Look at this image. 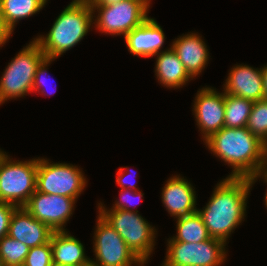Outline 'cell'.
Segmentation results:
<instances>
[{
    "label": "cell",
    "instance_id": "4",
    "mask_svg": "<svg viewBox=\"0 0 267 266\" xmlns=\"http://www.w3.org/2000/svg\"><path fill=\"white\" fill-rule=\"evenodd\" d=\"M97 212L123 238L134 255L141 261L149 260L156 243L155 227L138 212L108 210L101 202Z\"/></svg>",
    "mask_w": 267,
    "mask_h": 266
},
{
    "label": "cell",
    "instance_id": "33",
    "mask_svg": "<svg viewBox=\"0 0 267 266\" xmlns=\"http://www.w3.org/2000/svg\"><path fill=\"white\" fill-rule=\"evenodd\" d=\"M264 99L267 100V64L262 67Z\"/></svg>",
    "mask_w": 267,
    "mask_h": 266
},
{
    "label": "cell",
    "instance_id": "19",
    "mask_svg": "<svg viewBox=\"0 0 267 266\" xmlns=\"http://www.w3.org/2000/svg\"><path fill=\"white\" fill-rule=\"evenodd\" d=\"M156 57L155 75L161 85L177 89L193 80L171 46Z\"/></svg>",
    "mask_w": 267,
    "mask_h": 266
},
{
    "label": "cell",
    "instance_id": "27",
    "mask_svg": "<svg viewBox=\"0 0 267 266\" xmlns=\"http://www.w3.org/2000/svg\"><path fill=\"white\" fill-rule=\"evenodd\" d=\"M53 60L55 59H52V58H48V57H45L41 63L39 64V66L37 67V70H36V73H35V77H34V81H33V88H32V93L33 92H41V94L43 95H51L52 92H49L46 94V92H48L47 90H45L44 88L46 86H48V83H47V78L46 76H48V71L46 67L49 66V64H51V62H53ZM46 75V76H44ZM44 87V88H43ZM55 93V92H54Z\"/></svg>",
    "mask_w": 267,
    "mask_h": 266
},
{
    "label": "cell",
    "instance_id": "22",
    "mask_svg": "<svg viewBox=\"0 0 267 266\" xmlns=\"http://www.w3.org/2000/svg\"><path fill=\"white\" fill-rule=\"evenodd\" d=\"M253 101L225 93L224 127H246Z\"/></svg>",
    "mask_w": 267,
    "mask_h": 266
},
{
    "label": "cell",
    "instance_id": "15",
    "mask_svg": "<svg viewBox=\"0 0 267 266\" xmlns=\"http://www.w3.org/2000/svg\"><path fill=\"white\" fill-rule=\"evenodd\" d=\"M52 233L45 223L35 219L25 208L17 207L12 213L8 236L29 248L48 243Z\"/></svg>",
    "mask_w": 267,
    "mask_h": 266
},
{
    "label": "cell",
    "instance_id": "30",
    "mask_svg": "<svg viewBox=\"0 0 267 266\" xmlns=\"http://www.w3.org/2000/svg\"><path fill=\"white\" fill-rule=\"evenodd\" d=\"M12 31L5 23L3 14L0 9V47L4 46L5 43L11 37Z\"/></svg>",
    "mask_w": 267,
    "mask_h": 266
},
{
    "label": "cell",
    "instance_id": "5",
    "mask_svg": "<svg viewBox=\"0 0 267 266\" xmlns=\"http://www.w3.org/2000/svg\"><path fill=\"white\" fill-rule=\"evenodd\" d=\"M45 57L40 45L33 39L12 58L0 78V105L32 92L37 67Z\"/></svg>",
    "mask_w": 267,
    "mask_h": 266
},
{
    "label": "cell",
    "instance_id": "21",
    "mask_svg": "<svg viewBox=\"0 0 267 266\" xmlns=\"http://www.w3.org/2000/svg\"><path fill=\"white\" fill-rule=\"evenodd\" d=\"M176 220L177 235L168 240L199 243L211 238L198 212L179 217Z\"/></svg>",
    "mask_w": 267,
    "mask_h": 266
},
{
    "label": "cell",
    "instance_id": "17",
    "mask_svg": "<svg viewBox=\"0 0 267 266\" xmlns=\"http://www.w3.org/2000/svg\"><path fill=\"white\" fill-rule=\"evenodd\" d=\"M201 37L198 33L190 32L174 39L171 45L192 78L203 72L209 60L208 47Z\"/></svg>",
    "mask_w": 267,
    "mask_h": 266
},
{
    "label": "cell",
    "instance_id": "11",
    "mask_svg": "<svg viewBox=\"0 0 267 266\" xmlns=\"http://www.w3.org/2000/svg\"><path fill=\"white\" fill-rule=\"evenodd\" d=\"M75 202V198L35 191L23 208L53 232L66 231L65 225L73 214Z\"/></svg>",
    "mask_w": 267,
    "mask_h": 266
},
{
    "label": "cell",
    "instance_id": "13",
    "mask_svg": "<svg viewBox=\"0 0 267 266\" xmlns=\"http://www.w3.org/2000/svg\"><path fill=\"white\" fill-rule=\"evenodd\" d=\"M223 85L224 93L253 102L264 99L262 68L236 64L231 68Z\"/></svg>",
    "mask_w": 267,
    "mask_h": 266
},
{
    "label": "cell",
    "instance_id": "1",
    "mask_svg": "<svg viewBox=\"0 0 267 266\" xmlns=\"http://www.w3.org/2000/svg\"><path fill=\"white\" fill-rule=\"evenodd\" d=\"M252 187L251 179L232 177H226L216 185L206 206L197 209L211 238L227 244L233 230L244 221Z\"/></svg>",
    "mask_w": 267,
    "mask_h": 266
},
{
    "label": "cell",
    "instance_id": "36",
    "mask_svg": "<svg viewBox=\"0 0 267 266\" xmlns=\"http://www.w3.org/2000/svg\"><path fill=\"white\" fill-rule=\"evenodd\" d=\"M51 266H67V265H62V264H57V263L52 262Z\"/></svg>",
    "mask_w": 267,
    "mask_h": 266
},
{
    "label": "cell",
    "instance_id": "8",
    "mask_svg": "<svg viewBox=\"0 0 267 266\" xmlns=\"http://www.w3.org/2000/svg\"><path fill=\"white\" fill-rule=\"evenodd\" d=\"M84 173L78 166L68 163H52L38 158L36 191L78 199L87 186Z\"/></svg>",
    "mask_w": 267,
    "mask_h": 266
},
{
    "label": "cell",
    "instance_id": "7",
    "mask_svg": "<svg viewBox=\"0 0 267 266\" xmlns=\"http://www.w3.org/2000/svg\"><path fill=\"white\" fill-rule=\"evenodd\" d=\"M150 1L125 0L93 6V24L101 33L125 36L148 18Z\"/></svg>",
    "mask_w": 267,
    "mask_h": 266
},
{
    "label": "cell",
    "instance_id": "9",
    "mask_svg": "<svg viewBox=\"0 0 267 266\" xmlns=\"http://www.w3.org/2000/svg\"><path fill=\"white\" fill-rule=\"evenodd\" d=\"M162 266H221L226 260V244L215 238L199 243L167 240Z\"/></svg>",
    "mask_w": 267,
    "mask_h": 266
},
{
    "label": "cell",
    "instance_id": "28",
    "mask_svg": "<svg viewBox=\"0 0 267 266\" xmlns=\"http://www.w3.org/2000/svg\"><path fill=\"white\" fill-rule=\"evenodd\" d=\"M16 208L17 206L11 203L0 202V239L8 235L9 222Z\"/></svg>",
    "mask_w": 267,
    "mask_h": 266
},
{
    "label": "cell",
    "instance_id": "32",
    "mask_svg": "<svg viewBox=\"0 0 267 266\" xmlns=\"http://www.w3.org/2000/svg\"><path fill=\"white\" fill-rule=\"evenodd\" d=\"M85 1L92 8L93 6L110 4V3L120 2V1H125V0H85Z\"/></svg>",
    "mask_w": 267,
    "mask_h": 266
},
{
    "label": "cell",
    "instance_id": "14",
    "mask_svg": "<svg viewBox=\"0 0 267 266\" xmlns=\"http://www.w3.org/2000/svg\"><path fill=\"white\" fill-rule=\"evenodd\" d=\"M162 189V203L170 216L179 218L197 212L195 188L184 177H170Z\"/></svg>",
    "mask_w": 267,
    "mask_h": 266
},
{
    "label": "cell",
    "instance_id": "37",
    "mask_svg": "<svg viewBox=\"0 0 267 266\" xmlns=\"http://www.w3.org/2000/svg\"><path fill=\"white\" fill-rule=\"evenodd\" d=\"M0 266H5L4 262H3V259L1 257H0Z\"/></svg>",
    "mask_w": 267,
    "mask_h": 266
},
{
    "label": "cell",
    "instance_id": "16",
    "mask_svg": "<svg viewBox=\"0 0 267 266\" xmlns=\"http://www.w3.org/2000/svg\"><path fill=\"white\" fill-rule=\"evenodd\" d=\"M128 51L139 57H152L162 52L165 34L160 24L148 17L140 26L124 36Z\"/></svg>",
    "mask_w": 267,
    "mask_h": 266
},
{
    "label": "cell",
    "instance_id": "10",
    "mask_svg": "<svg viewBox=\"0 0 267 266\" xmlns=\"http://www.w3.org/2000/svg\"><path fill=\"white\" fill-rule=\"evenodd\" d=\"M94 232L93 252L98 266H136L141 261L123 238L99 214Z\"/></svg>",
    "mask_w": 267,
    "mask_h": 266
},
{
    "label": "cell",
    "instance_id": "31",
    "mask_svg": "<svg viewBox=\"0 0 267 266\" xmlns=\"http://www.w3.org/2000/svg\"><path fill=\"white\" fill-rule=\"evenodd\" d=\"M258 178H262L264 179V182L267 184V165H265L259 172H257L253 177H252V182L253 184L258 180ZM264 202H265V206L267 208V189L265 192V196H264Z\"/></svg>",
    "mask_w": 267,
    "mask_h": 266
},
{
    "label": "cell",
    "instance_id": "6",
    "mask_svg": "<svg viewBox=\"0 0 267 266\" xmlns=\"http://www.w3.org/2000/svg\"><path fill=\"white\" fill-rule=\"evenodd\" d=\"M38 159L12 160L0 155V202L23 207L36 191Z\"/></svg>",
    "mask_w": 267,
    "mask_h": 266
},
{
    "label": "cell",
    "instance_id": "26",
    "mask_svg": "<svg viewBox=\"0 0 267 266\" xmlns=\"http://www.w3.org/2000/svg\"><path fill=\"white\" fill-rule=\"evenodd\" d=\"M120 199L116 200L115 203L113 204L111 209L109 210H125V211H130V212H138V210L133 209L132 203H134L136 197L139 198V201L142 200L143 193L142 191L140 192L139 190L134 191V190H129V189H120Z\"/></svg>",
    "mask_w": 267,
    "mask_h": 266
},
{
    "label": "cell",
    "instance_id": "25",
    "mask_svg": "<svg viewBox=\"0 0 267 266\" xmlns=\"http://www.w3.org/2000/svg\"><path fill=\"white\" fill-rule=\"evenodd\" d=\"M52 248L50 241L46 244L32 247L22 266H51Z\"/></svg>",
    "mask_w": 267,
    "mask_h": 266
},
{
    "label": "cell",
    "instance_id": "23",
    "mask_svg": "<svg viewBox=\"0 0 267 266\" xmlns=\"http://www.w3.org/2000/svg\"><path fill=\"white\" fill-rule=\"evenodd\" d=\"M30 248L10 236L0 239V257L5 266H22Z\"/></svg>",
    "mask_w": 267,
    "mask_h": 266
},
{
    "label": "cell",
    "instance_id": "24",
    "mask_svg": "<svg viewBox=\"0 0 267 266\" xmlns=\"http://www.w3.org/2000/svg\"><path fill=\"white\" fill-rule=\"evenodd\" d=\"M246 128L267 145V100L253 103Z\"/></svg>",
    "mask_w": 267,
    "mask_h": 266
},
{
    "label": "cell",
    "instance_id": "2",
    "mask_svg": "<svg viewBox=\"0 0 267 266\" xmlns=\"http://www.w3.org/2000/svg\"><path fill=\"white\" fill-rule=\"evenodd\" d=\"M204 143L211 153L231 166L227 177L252 179L267 165V145L246 127H223Z\"/></svg>",
    "mask_w": 267,
    "mask_h": 266
},
{
    "label": "cell",
    "instance_id": "3",
    "mask_svg": "<svg viewBox=\"0 0 267 266\" xmlns=\"http://www.w3.org/2000/svg\"><path fill=\"white\" fill-rule=\"evenodd\" d=\"M92 25V8L85 0H73L56 18L48 34L33 39L46 57L57 59L79 43Z\"/></svg>",
    "mask_w": 267,
    "mask_h": 266
},
{
    "label": "cell",
    "instance_id": "18",
    "mask_svg": "<svg viewBox=\"0 0 267 266\" xmlns=\"http://www.w3.org/2000/svg\"><path fill=\"white\" fill-rule=\"evenodd\" d=\"M52 262L67 266H82L91 258L85 256L81 241L67 231H55L50 238Z\"/></svg>",
    "mask_w": 267,
    "mask_h": 266
},
{
    "label": "cell",
    "instance_id": "29",
    "mask_svg": "<svg viewBox=\"0 0 267 266\" xmlns=\"http://www.w3.org/2000/svg\"><path fill=\"white\" fill-rule=\"evenodd\" d=\"M124 169H126V170H124ZM131 172H132L131 169H129V167H127V166L126 167H120L118 169V171L116 172V175H117L116 184H118L121 187V189H129V190L137 191L140 188L136 187V184L134 182H131V180H128V177H129ZM133 175L135 176V178L137 177V175L135 173Z\"/></svg>",
    "mask_w": 267,
    "mask_h": 266
},
{
    "label": "cell",
    "instance_id": "12",
    "mask_svg": "<svg viewBox=\"0 0 267 266\" xmlns=\"http://www.w3.org/2000/svg\"><path fill=\"white\" fill-rule=\"evenodd\" d=\"M196 125L203 141L224 127L225 93L217 92L212 87H203L196 94L193 104Z\"/></svg>",
    "mask_w": 267,
    "mask_h": 266
},
{
    "label": "cell",
    "instance_id": "20",
    "mask_svg": "<svg viewBox=\"0 0 267 266\" xmlns=\"http://www.w3.org/2000/svg\"><path fill=\"white\" fill-rule=\"evenodd\" d=\"M48 0H0L5 23L13 32L19 20L40 12Z\"/></svg>",
    "mask_w": 267,
    "mask_h": 266
},
{
    "label": "cell",
    "instance_id": "35",
    "mask_svg": "<svg viewBox=\"0 0 267 266\" xmlns=\"http://www.w3.org/2000/svg\"><path fill=\"white\" fill-rule=\"evenodd\" d=\"M148 263L147 261H139L137 266H145L144 264Z\"/></svg>",
    "mask_w": 267,
    "mask_h": 266
},
{
    "label": "cell",
    "instance_id": "34",
    "mask_svg": "<svg viewBox=\"0 0 267 266\" xmlns=\"http://www.w3.org/2000/svg\"><path fill=\"white\" fill-rule=\"evenodd\" d=\"M82 266H98L95 262L90 259L87 263L83 264Z\"/></svg>",
    "mask_w": 267,
    "mask_h": 266
}]
</instances>
